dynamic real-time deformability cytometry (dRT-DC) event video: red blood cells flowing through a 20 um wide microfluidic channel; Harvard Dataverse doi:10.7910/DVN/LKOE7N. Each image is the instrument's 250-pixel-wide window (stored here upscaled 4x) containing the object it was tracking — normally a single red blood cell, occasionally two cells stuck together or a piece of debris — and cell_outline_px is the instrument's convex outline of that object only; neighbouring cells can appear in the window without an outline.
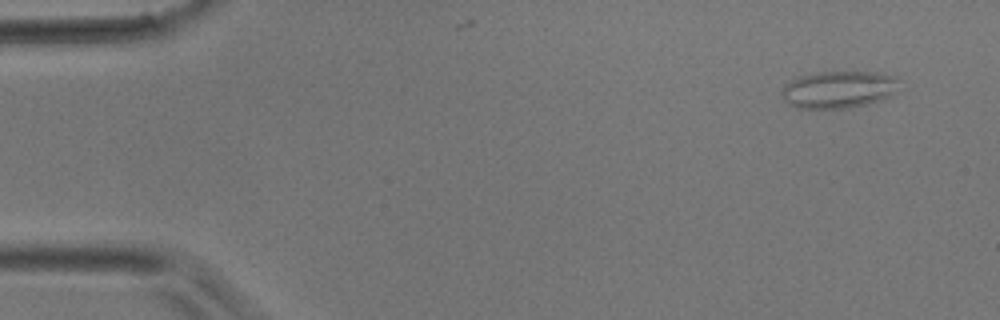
{"species": "common noctule bat (a hibernating species)", "species_latin": "Nyctalus noctula", "temperature_condition": "room temperature", "stored_images_in_passage": 3, "camera_frame_rate_fps": 3000, "um_per_image_px": 0.085, "animal": {"sex": "male", "body_mass_g": 17.9}, "frame": {"image": 1, "passage_image": 2, "time_ms": 0.333, "image_size_px": [1000, 320], "cell_outline_px": [[896, 80], [892, 92], [888, 96], [864, 104], [848, 108], [796, 108], [788, 104], [780, 96], [780, 92], [792, 80], [800, 76], [816, 72], [880, 72], [896, 76]], "centroid_in_image_um": [71.19, 7.6], "position_along_channel_um": 13.8, "area_um2": 24.91}}